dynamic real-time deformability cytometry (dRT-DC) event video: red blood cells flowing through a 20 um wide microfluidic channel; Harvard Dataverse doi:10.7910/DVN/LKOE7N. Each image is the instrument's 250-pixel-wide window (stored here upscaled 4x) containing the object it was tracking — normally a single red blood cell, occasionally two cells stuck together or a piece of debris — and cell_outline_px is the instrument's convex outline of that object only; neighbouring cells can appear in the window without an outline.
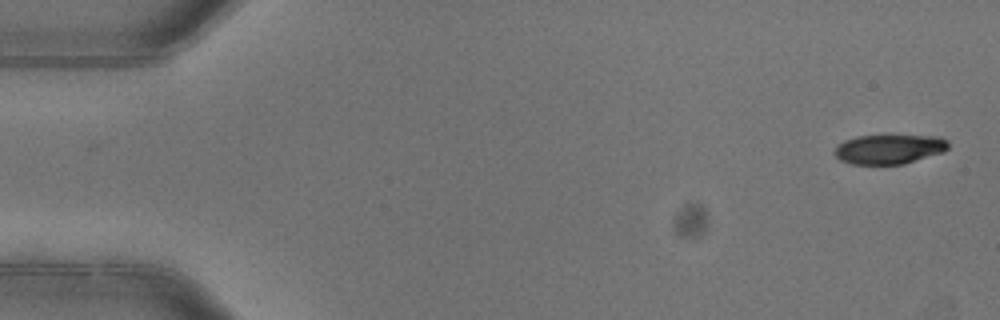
{"species": "common noctule bat (a hibernating species)", "species_latin": "Nyctalus noctula", "temperature_condition": "warm", "stored_images_in_passage": 2, "camera_frame_rate_fps": 3000, "um_per_image_px": 0.085, "animal": {"sex": "female"}, "frame": {"image": 1, "passage_image": 2, "time_ms": 0.333, "image_size_px": [1000, 320], "cell_outline_px": [[948, 148], [944, 152], [904, 164], [852, 164], [840, 160], [832, 152], [844, 140], [856, 136], [940, 136], [948, 140]], "centroid_in_image_um": [75.59, 12.68], "position_along_channel_um": 9.4, "area_um2": 19.54}}